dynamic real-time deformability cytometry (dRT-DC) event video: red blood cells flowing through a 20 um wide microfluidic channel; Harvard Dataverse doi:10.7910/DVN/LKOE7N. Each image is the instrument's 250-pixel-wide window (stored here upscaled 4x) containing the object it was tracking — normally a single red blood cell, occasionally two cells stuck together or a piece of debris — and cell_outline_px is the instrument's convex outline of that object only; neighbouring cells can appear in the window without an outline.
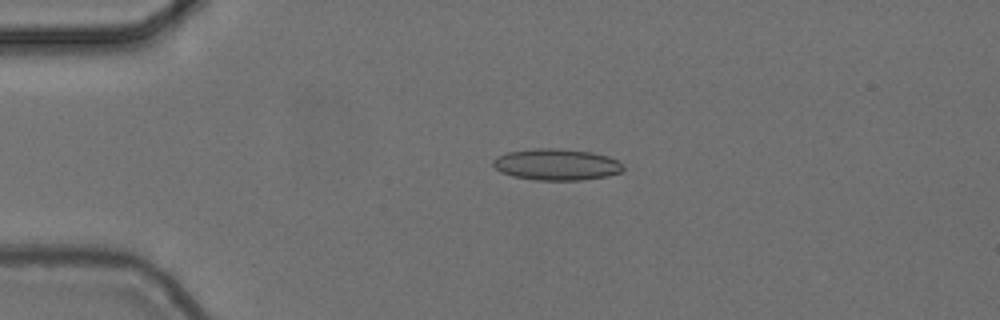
{"species": "common noctule bat (a hibernating species)", "species_latin": "Nyctalus noctula", "temperature_condition": "cold", "stored_images_in_passage": 55, "camera_frame_rate_fps": 3000, "um_per_image_px": 0.085, "animal": {"sex": "female", "body_mass_g": 24.6, "forearm_length_mm": 56.2}, "frame": {"image": 1, "passage_image": 12, "time_ms": 3.667, "image_size_px": [1000, 320], "cell_outline_px": [[624, 168], [620, 172], [608, 176], [580, 180], [536, 180], [512, 176], [500, 172], [492, 164], [492, 160], [496, 156], [508, 152], [536, 148], [560, 148], [592, 152], [608, 156], [624, 164]], "centroid_in_image_um": [47.29, 13.98], "position_along_channel_um": 37.7, "area_um2": 23.99}}
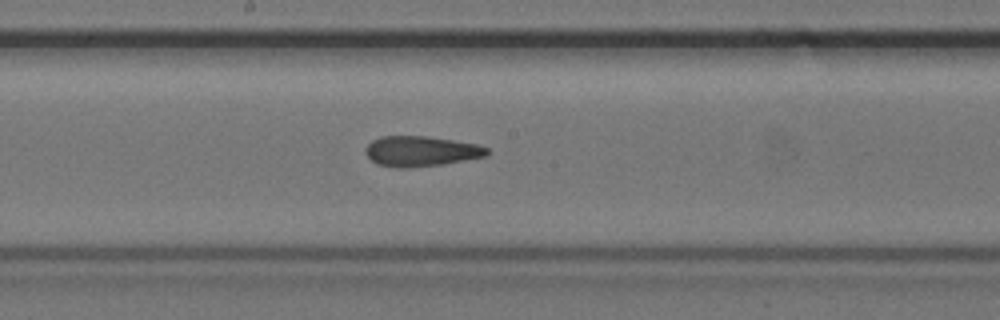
{"frame": {"image": 2, "passage_image": 29, "time_ms": 9.333, "image_size_px": [1000, 320], "cell_outline_px": [[488, 156], [444, 164], [408, 168], [396, 168], [376, 164], [364, 152], [364, 148], [372, 140], [380, 136], [428, 136], [476, 144], [488, 148]], "centroid_in_image_um": [35.76, 12.86], "position_along_channel_um": 212.4, "area_um2": 21.62}}
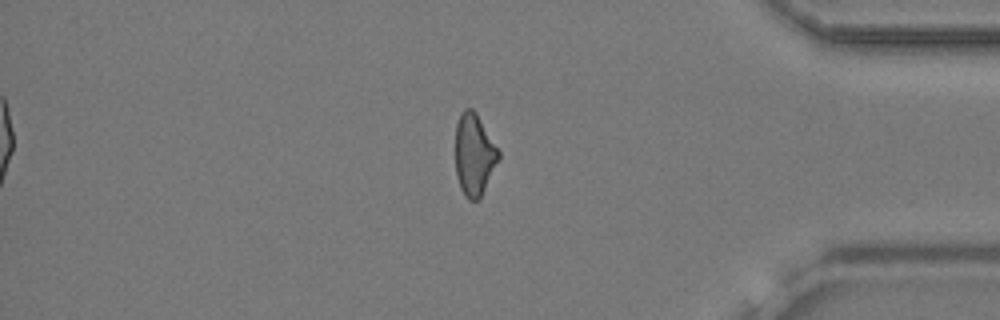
{"frame": {"image": 3, "passage_image": 46, "time_ms": 15.0, "image_size_px": [1000, 320], "cell_outline_px": [[500, 156], [480, 200], [468, 200], [460, 188], [456, 176], [456, 124], [460, 112], [464, 108], [472, 108], [476, 112], [500, 152]], "centroid_in_image_um": [40.29, 13.15], "position_along_channel_um": 394.9, "area_um2": 20.63}, "authors_computed_cell_mechanics": {"area_um2": 21.964, "velocity_mm_per_s": 3.7172, "shape_relaxation_time_tau1_ms": null, "shape_relaxation_time_tau2_ms": 3.1508, "deformation_change_tau1": null, "deformation_change_tau2": 0.127}}